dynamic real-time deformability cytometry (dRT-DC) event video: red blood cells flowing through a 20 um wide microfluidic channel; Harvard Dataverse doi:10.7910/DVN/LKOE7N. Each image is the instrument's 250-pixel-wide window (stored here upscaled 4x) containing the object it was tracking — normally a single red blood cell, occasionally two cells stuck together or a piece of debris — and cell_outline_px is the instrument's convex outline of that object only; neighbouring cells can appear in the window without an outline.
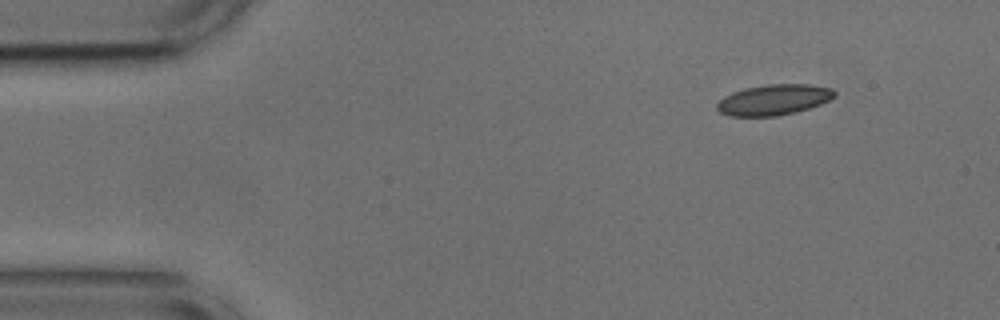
{"species": "common noctule bat (a hibernating species)", "species_latin": "Nyctalus noctula", "temperature_condition": "cold", "stored_images_in_passage": 49, "camera_frame_rate_fps": 3000, "um_per_image_px": 0.085, "animal": {"sex": "male", "body_mass_g": 17.9, "forearm_length_mm": 54.2}, "frame": {"image": 1, "passage_image": 1, "time_ms": 0.0, "image_size_px": [1000, 320], "cell_outline_px": [[836, 96], [820, 104], [796, 112], [776, 116], [732, 116], [720, 112], [716, 108], [716, 104], [724, 96], [732, 92], [744, 88], [768, 84], [808, 84], [832, 88], [836, 92]], "centroid_in_image_um": [65.77, 8.47], "position_along_channel_um": 19.2, "area_um2": 20.98}}
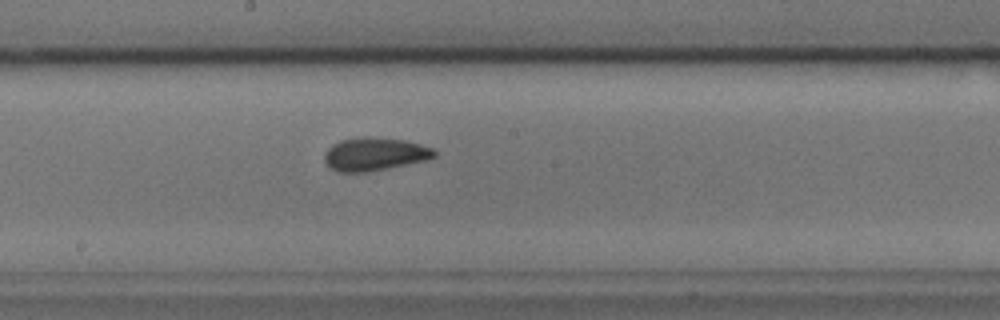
{"frame": {"image": 2, "passage_image": 23, "time_ms": 7.333, "image_size_px": [1000, 320], "cell_outline_px": [[436, 156], [428, 160], [368, 172], [336, 172], [324, 160], [324, 152], [332, 144], [340, 140], [364, 136], [368, 136], [404, 140], [420, 144], [432, 148], [436, 152]], "centroid_in_image_um": [31.84, 13.09], "position_along_channel_um": 216.4, "area_um2": 21.33}}
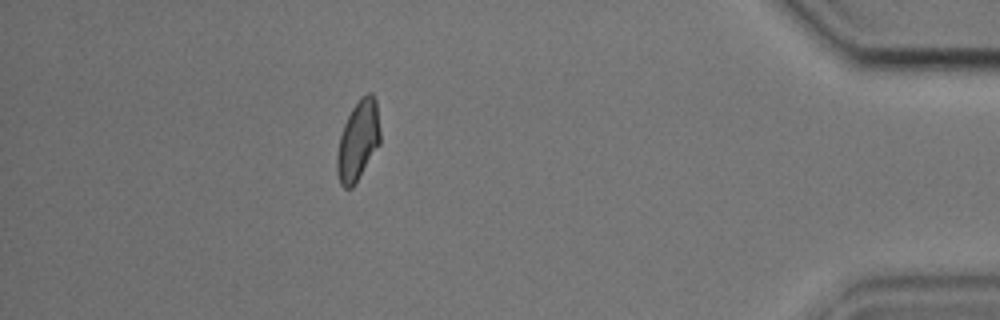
{"frame": {"image": 3, "passage_image": 42, "time_ms": 13.667, "image_size_px": [1000, 320], "cell_outline_px": [[380, 144], [352, 188], [344, 188], [340, 184], [336, 172], [336, 156], [340, 136], [344, 124], [352, 108], [360, 96], [368, 92], [372, 92], [376, 100], [380, 128]], "centroid_in_image_um": [30.43, 11.93], "position_along_channel_um": 404.8, "area_um2": 20.23}, "authors_computed_cell_mechanics": {"area_um2": 20.6346, "velocity_mm_per_s": 3.7514, "shape_relaxation_time_tau1_ms": 4.4605, "shape_relaxation_time_tau2_ms": 2.0598, "deformation_change_tau1": 0.1027, "deformation_change_tau2": 0.0633}}